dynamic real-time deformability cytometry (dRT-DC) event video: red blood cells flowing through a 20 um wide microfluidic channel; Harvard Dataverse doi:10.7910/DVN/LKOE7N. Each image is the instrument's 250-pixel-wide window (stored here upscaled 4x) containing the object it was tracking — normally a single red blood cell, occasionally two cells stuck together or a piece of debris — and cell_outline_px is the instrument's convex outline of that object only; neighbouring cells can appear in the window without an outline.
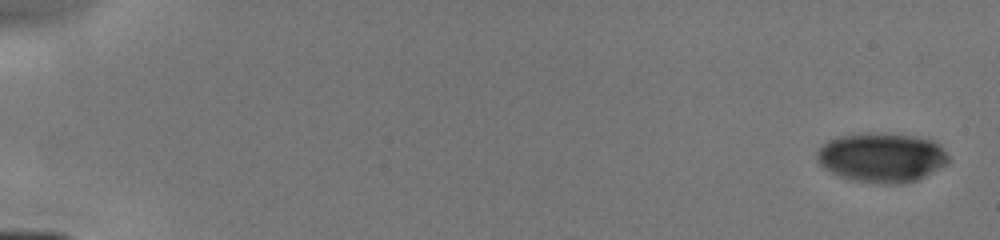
{"species": "human", "species_latin": "Homo sapiens", "temperature_condition": "cold", "stored_images_in_passage": 6, "camera_frame_rate_fps": 3000, "um_per_image_px": 0.085, "donor": {"sex": "male"}, "frame": {"image": 1, "passage_image": 1, "time_ms": 0.0, "image_size_px": [1000, 240], "cell_outline_px": [[948, 164], [916, 180], [900, 184], [884, 184], [852, 180], [840, 176], [824, 168], [820, 164], [816, 156], [816, 152], [828, 140], [836, 136], [860, 132], [880, 132], [912, 136], [932, 140], [940, 144], [948, 156]], "centroid_in_image_um": [74.93, 13.37], "position_along_channel_um": 10.1, "area_um2": 38.15}}
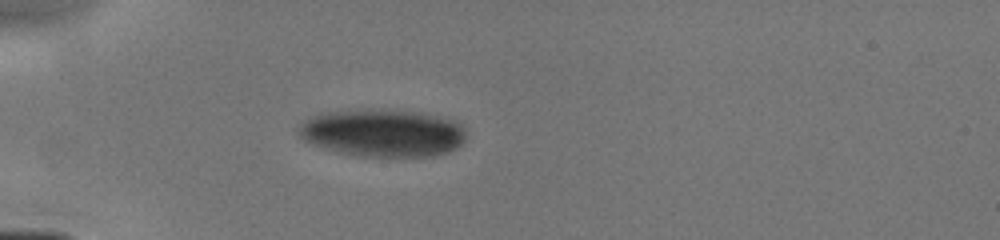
{"frame": {"image": 2, "passage_image": 6, "time_ms": 4.667, "image_size_px": [1000, 240], "cell_outline_px": [[464, 140], [456, 148], [448, 152], [432, 156], [364, 156], [344, 152], [316, 144], [304, 140], [300, 136], [300, 124], [304, 120], [320, 112], [364, 108], [372, 108], [420, 112], [460, 120], [464, 124]], "centroid_in_image_um": [32.6, 11.25], "position_along_channel_um": 52.4, "area_um2": 46.59}}